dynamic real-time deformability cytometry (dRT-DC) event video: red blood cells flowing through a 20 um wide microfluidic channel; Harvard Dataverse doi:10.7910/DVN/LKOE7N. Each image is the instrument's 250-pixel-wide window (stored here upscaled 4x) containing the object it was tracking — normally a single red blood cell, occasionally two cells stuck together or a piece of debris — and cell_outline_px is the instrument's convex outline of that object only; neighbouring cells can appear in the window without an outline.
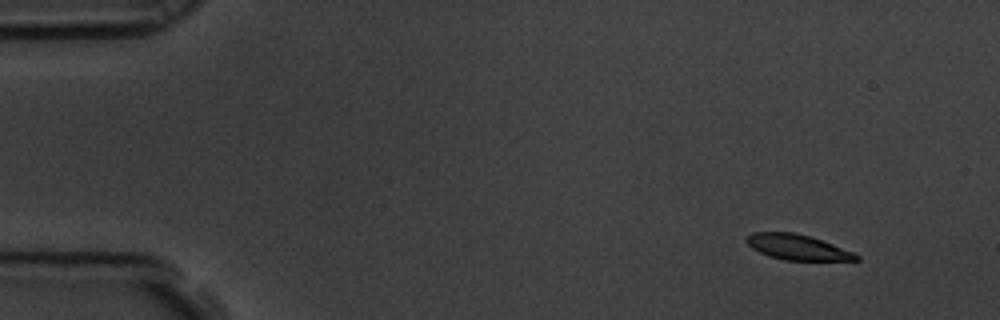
{"species": "common noctule bat (a hibernating species)", "species_latin": "Nyctalus noctula", "temperature_condition": "room temperature", "stored_images_in_passage": 10, "camera_frame_rate_fps": 3000, "um_per_image_px": 0.085, "animal": {"sex": "male", "body_mass_g": 19.5, "forearm_length_mm": 54.6}, "frame": {"image": 1, "passage_image": 1, "time_ms": 0.0, "image_size_px": [1000, 320], "cell_outline_px": [[860, 260], [784, 260], [768, 256], [752, 248], [744, 240], [752, 232], [792, 232], [808, 236], [832, 244], [852, 252], [860, 256]], "centroid_in_image_um": [67.74, 21.01], "position_along_channel_um": 17.3, "area_um2": 15.95}}
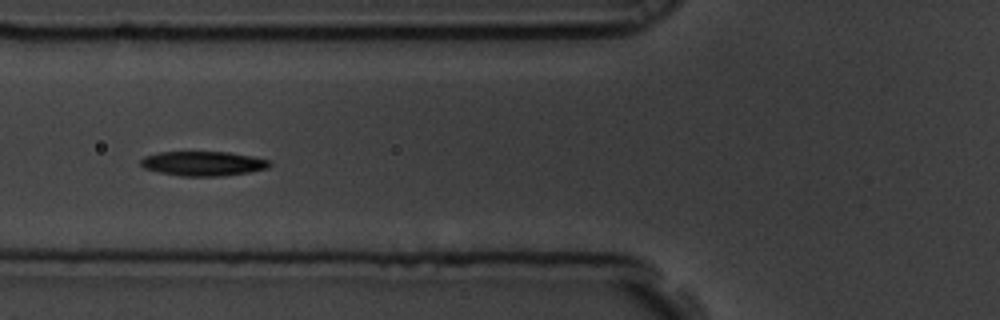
{"frame": {"image": 2, "passage_image": 6, "time_ms": 1.667, "image_size_px": [1000, 320], "cell_outline_px": [[272, 164], [268, 168], [248, 172], [220, 176], [180, 176], [160, 172], [144, 168], [140, 164], [140, 160], [144, 156], [160, 152], [228, 152], [252, 156], [268, 160]], "centroid_in_image_um": [17.25, 13.9], "position_along_channel_um": 108.5, "area_um2": 18.32}}
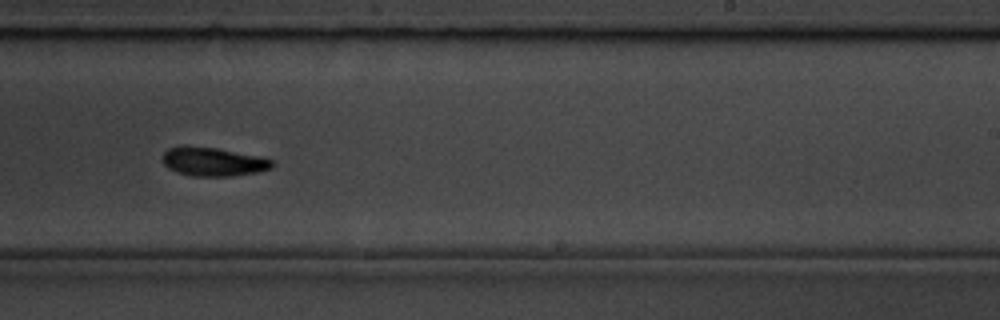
{"frame": {"image": 3, "passage_image": 10, "time_ms": 3.0, "image_size_px": [1000, 320], "cell_outline_px": [[276, 164], [272, 168], [256, 172], [232, 176], [192, 176], [176, 172], [168, 168], [164, 164], [160, 156], [168, 148], [184, 144], [216, 148], [256, 156], [272, 160]], "centroid_in_image_um": [18.05, 13.73], "position_along_channel_um": 271.0, "area_um2": 18.55}}